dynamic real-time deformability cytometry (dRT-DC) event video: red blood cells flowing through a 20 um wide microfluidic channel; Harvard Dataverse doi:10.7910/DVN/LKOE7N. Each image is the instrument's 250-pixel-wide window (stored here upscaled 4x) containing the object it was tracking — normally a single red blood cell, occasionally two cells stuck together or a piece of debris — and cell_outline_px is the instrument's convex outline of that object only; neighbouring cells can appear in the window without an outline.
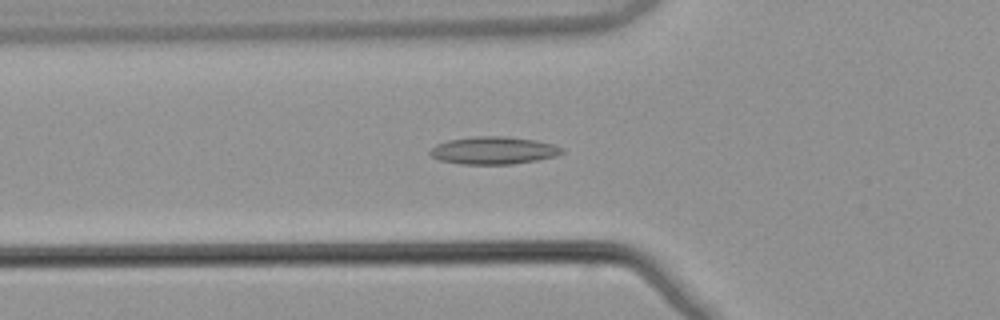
{"species": "common noctule bat (a hibernating species)", "species_latin": "Nyctalus noctula", "temperature_condition": "warm", "stored_images_in_passage": 53, "camera_frame_rate_fps": 3000, "um_per_image_px": 0.085, "animal": {"sex": "male", "body_mass_g": 21.5, "forearm_length_mm": 52.0}, "frame": {"image": 1, "passage_image": 19, "time_ms": 6.0, "image_size_px": [1000, 320], "cell_outline_px": [[564, 152], [556, 156], [536, 160], [512, 164], [460, 164], [440, 160], [432, 156], [428, 152], [436, 144], [448, 140], [472, 136], [508, 136], [536, 140], [552, 144], [564, 148]], "centroid_in_image_um": [41.95, 12.78], "position_along_channel_um": 83.8, "area_um2": 21.27}}
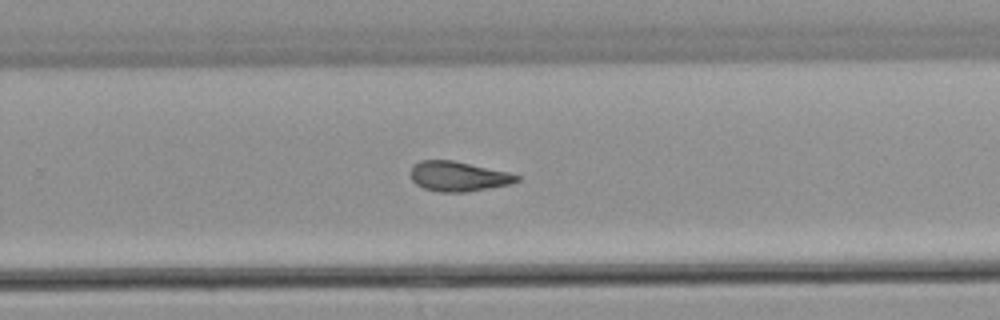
{"frame": {"image": 2, "passage_image": 35, "time_ms": 11.333, "image_size_px": [1000, 320], "cell_outline_px": [[520, 180], [512, 184], [464, 192], [440, 192], [424, 188], [416, 184], [412, 180], [412, 168], [420, 160], [452, 160], [508, 172], [520, 176]], "centroid_in_image_um": [38.98, 14.99], "position_along_channel_um": 290.8, "area_um2": 18.26}}
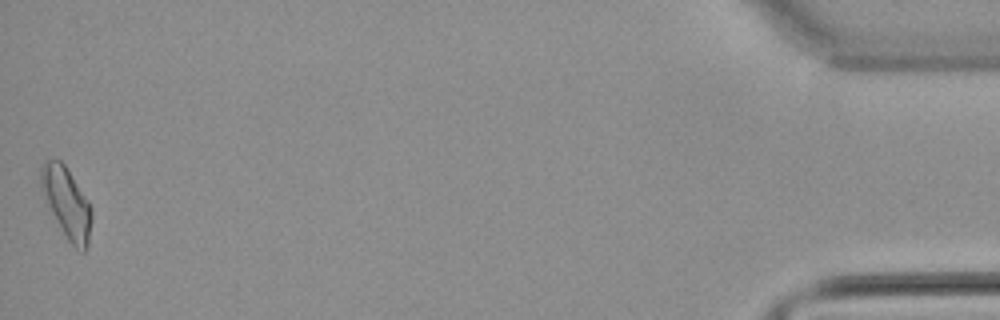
{"frame": {"image": 3, "passage_image": 53, "time_ms": 17.333, "image_size_px": [1000, 320], "cell_outline_px": [[92, 216], [88, 244], [84, 252], [80, 252], [68, 240], [52, 212], [40, 184], [40, 168], [44, 160], [60, 160], [64, 164], [88, 200], [92, 212]], "centroid_in_image_um": [5.68, 17.23], "position_along_channel_um": 429.5, "area_um2": 20.29}, "authors_computed_cell_mechanics": {"area_um2": 19.363, "velocity_mm_per_s": 3.8775, "shape_relaxation_time_tau1_ms": null, "shape_relaxation_time_tau2_ms": 3.6963, "deformation_change_tau1": null, "deformation_change_tau2": 0.1155}}